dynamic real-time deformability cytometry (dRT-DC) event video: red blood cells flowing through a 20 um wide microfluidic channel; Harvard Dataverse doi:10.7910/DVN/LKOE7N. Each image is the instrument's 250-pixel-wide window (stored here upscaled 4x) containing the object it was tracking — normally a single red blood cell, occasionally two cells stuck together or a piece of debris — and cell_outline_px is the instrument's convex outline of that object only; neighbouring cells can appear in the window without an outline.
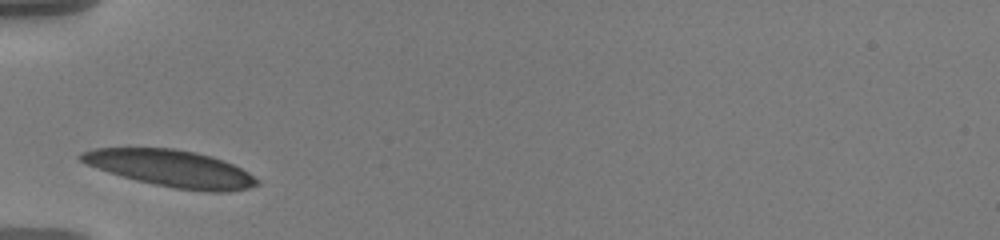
{"species": "human", "species_latin": "Homo sapiens", "temperature_condition": "warm", "stored_images_in_passage": 30, "camera_frame_rate_fps": 3000, "um_per_image_px": 0.085, "donor": {"sex": "male"}, "frame": {"image": 1, "passage_image": 1, "time_ms": 0.0, "image_size_px": [1000, 240], "cell_outline_px": [[260, 184], [248, 188], [228, 192], [208, 192], [176, 188], [136, 180], [108, 172], [88, 164], [80, 160], [76, 156], [80, 152], [96, 148], [172, 148], [196, 152], [232, 164], [248, 172], [260, 180]], "centroid_in_image_um": [14.54, 14.32], "position_along_channel_um": 70.5, "area_um2": 37.4}}
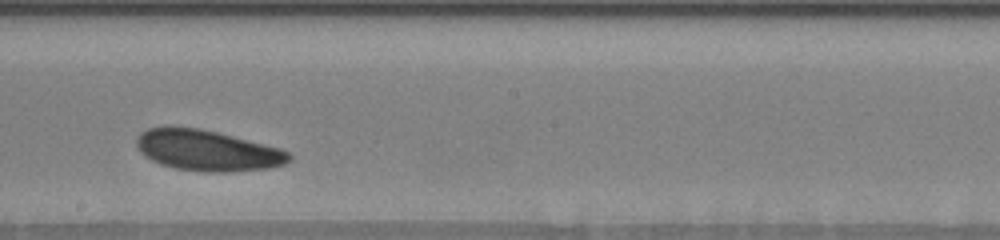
{"frame": {"image": 2, "passage_image": 15, "time_ms": 4.667, "image_size_px": [1000, 240], "cell_outline_px": [[292, 160], [284, 164], [268, 168], [228, 172], [204, 172], [176, 168], [160, 164], [144, 156], [140, 152], [136, 144], [136, 140], [140, 132], [148, 128], [200, 128], [280, 148], [288, 152], [292, 156]], "centroid_in_image_um": [17.63, 12.81], "position_along_channel_um": 230.6, "area_um2": 35.89}}
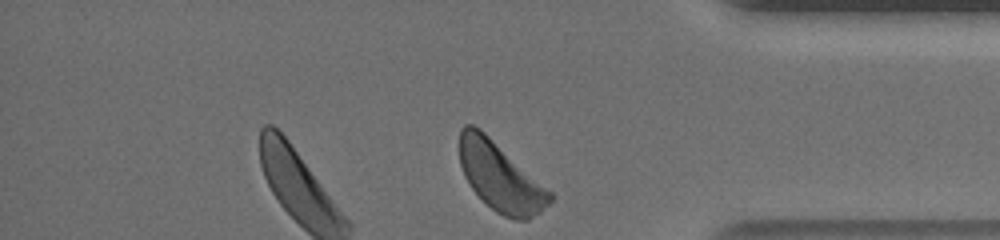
{"frame": {"image": 3, "passage_image": 30, "time_ms": 9.667, "image_size_px": [1000, 240], "cell_outline_px": [[552, 200], [540, 212], [528, 220], [516, 220], [504, 216], [496, 212], [472, 188], [464, 176], [460, 164], [460, 128], [464, 124], [472, 124], [480, 128], [552, 192]], "centroid_in_image_um": [42.52, 15.02], "position_along_channel_um": 392.7, "area_um2": 35.72}, "authors_computed_cell_mechanics": {"area_um2": 36.125, "velocity_mm_per_s": 3.4728, "shape_relaxation_time_tau1_ms": 1.9962, "shape_relaxation_time_tau2_ms": 9.5183, "deformation_change_tau1": 0.0635, "deformation_change_tau2": 0.1768}}